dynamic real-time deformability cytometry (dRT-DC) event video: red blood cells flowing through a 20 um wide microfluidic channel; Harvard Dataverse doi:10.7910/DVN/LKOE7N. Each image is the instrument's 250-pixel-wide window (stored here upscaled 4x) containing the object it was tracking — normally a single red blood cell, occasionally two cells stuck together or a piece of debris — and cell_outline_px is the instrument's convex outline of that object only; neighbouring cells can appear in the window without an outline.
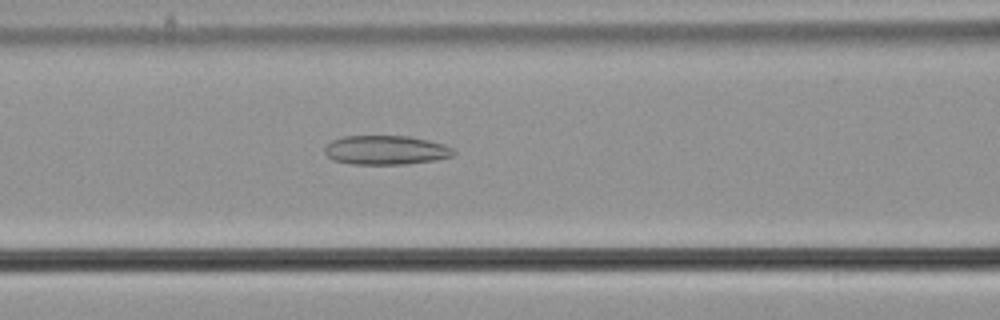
{"species": "common noctule bat (a hibernating species)", "species_latin": "Nyctalus noctula", "temperature_condition": "cold", "stored_images_in_passage": 42, "camera_frame_rate_fps": 3000, "um_per_image_px": 0.085, "animal": {"sex": "male", "body_mass_g": 21.5, "forearm_length_mm": 52.0}, "frame": {"image": 1, "passage_image": 10, "time_ms": 3.0, "image_size_px": [1000, 320], "cell_outline_px": [[456, 152], [452, 156], [436, 160], [408, 164], [352, 164], [332, 160], [324, 152], [324, 148], [332, 140], [344, 136], [408, 136], [428, 140], [444, 144], [452, 148]], "centroid_in_image_um": [32.8, 12.76], "position_along_channel_um": 133.8, "area_um2": 21.96}}
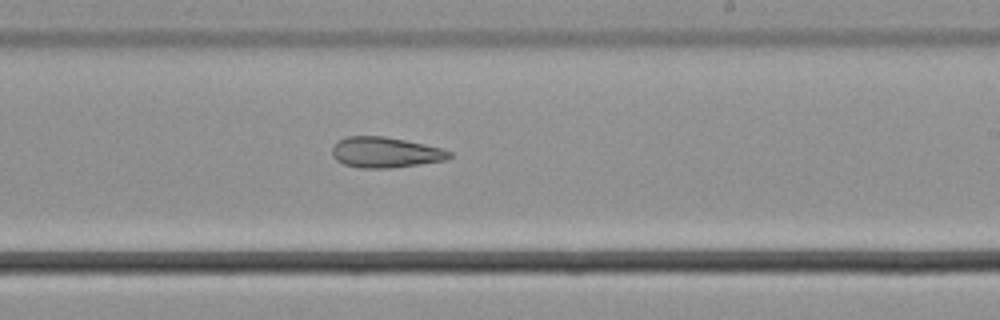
{"frame": {"image": 2, "passage_image": 20, "time_ms": 6.333, "image_size_px": [1000, 320], "cell_outline_px": [[452, 156], [448, 160], [388, 168], [360, 168], [344, 164], [336, 160], [332, 156], [332, 148], [344, 136], [384, 136], [444, 148], [452, 152]], "centroid_in_image_um": [32.78, 12.95], "position_along_channel_um": 256.2, "area_um2": 20.92}}
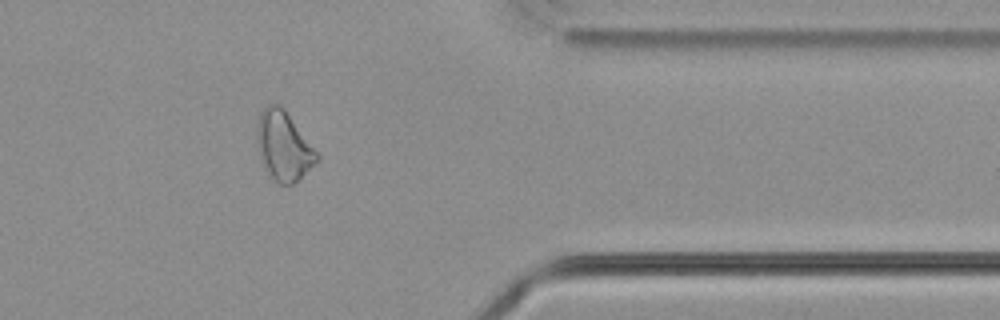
{"frame": {"image": 3, "passage_image": 32, "time_ms": 10.333, "image_size_px": [1000, 320], "cell_outline_px": [[320, 160], [300, 180], [292, 184], [280, 184], [272, 176], [264, 164], [260, 156], [256, 144], [256, 124], [260, 112], [268, 104], [280, 104], [284, 108], [320, 156]], "centroid_in_image_um": [24.11, 12.39], "position_along_channel_um": 387.3, "area_um2": 24.16}}